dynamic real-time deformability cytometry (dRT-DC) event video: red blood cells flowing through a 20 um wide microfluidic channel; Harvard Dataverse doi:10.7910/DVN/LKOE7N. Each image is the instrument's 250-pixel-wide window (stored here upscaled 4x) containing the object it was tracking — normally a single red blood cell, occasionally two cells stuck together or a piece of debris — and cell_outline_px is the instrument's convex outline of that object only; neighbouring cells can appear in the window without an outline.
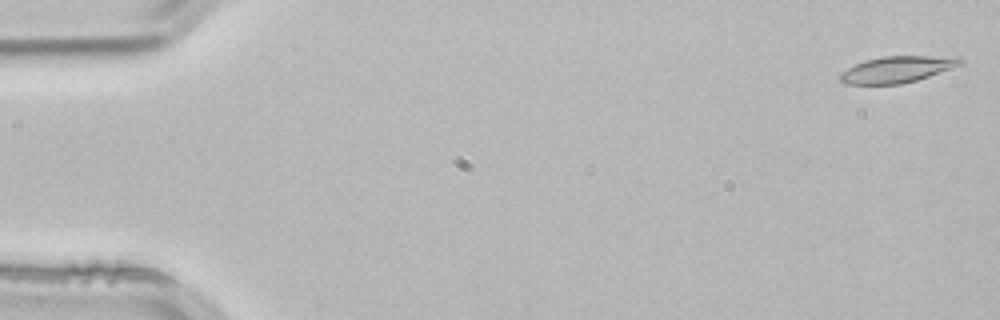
{"species": "common noctule bat (a hibernating species)", "species_latin": "Nyctalus noctula", "temperature_condition": "room temperature", "stored_images_in_passage": 53, "camera_frame_rate_fps": 3000, "um_per_image_px": 0.085, "animal": {"sex": "male", "body_mass_g": 21.5, "forearm_length_mm": 52.0}, "frame": {"image": 1, "passage_image": 1, "time_ms": 0.0, "image_size_px": [1000, 320], "cell_outline_px": [[964, 64], [916, 80], [900, 84], [844, 84], [836, 76], [840, 72], [864, 60], [884, 56], [960, 56], [964, 60]], "centroid_in_image_um": [76.26, 5.89], "position_along_channel_um": 8.7, "area_um2": 18.67}}
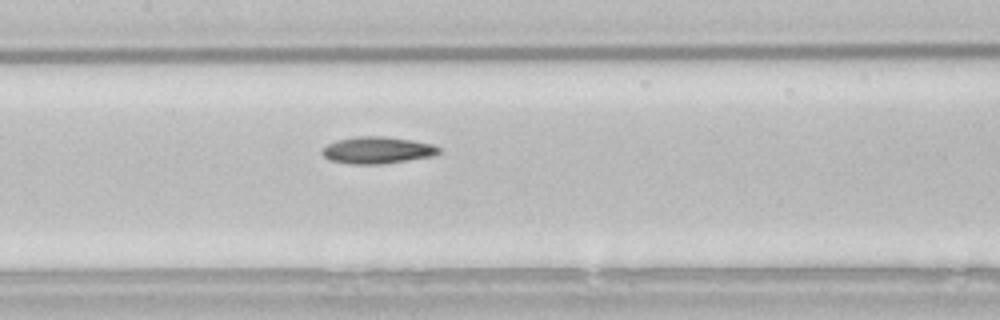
{"frame": {"image": 2, "passage_image": 25, "time_ms": 8.0, "image_size_px": [1000, 320], "cell_outline_px": [[440, 152], [432, 156], [384, 164], [352, 164], [328, 160], [320, 152], [320, 148], [336, 140], [356, 136], [384, 136], [412, 140], [432, 144], [440, 148]], "centroid_in_image_um": [32.02, 12.76], "position_along_channel_um": 175.4, "area_um2": 18.44}}
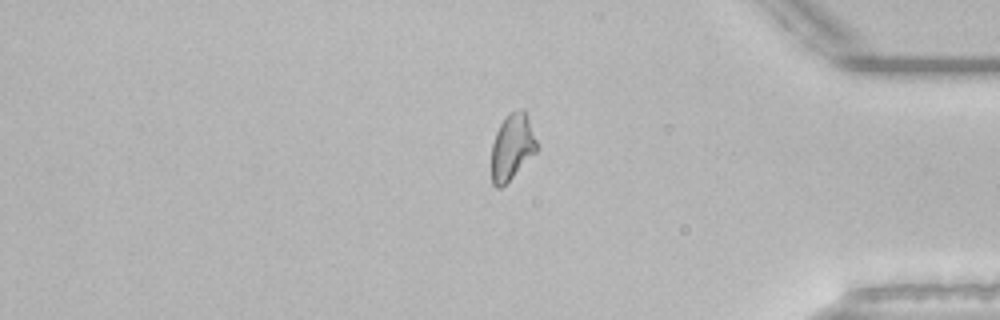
{"frame": {"image": 3, "passage_image": 44, "time_ms": 14.333, "image_size_px": [1000, 320], "cell_outline_px": [[536, 152], [500, 188], [496, 188], [492, 184], [492, 144], [496, 132], [504, 116], [508, 112], [520, 108], [524, 108], [536, 140]], "centroid_in_image_um": [43.5, 12.44], "position_along_channel_um": 391.7, "area_um2": 17.17}}